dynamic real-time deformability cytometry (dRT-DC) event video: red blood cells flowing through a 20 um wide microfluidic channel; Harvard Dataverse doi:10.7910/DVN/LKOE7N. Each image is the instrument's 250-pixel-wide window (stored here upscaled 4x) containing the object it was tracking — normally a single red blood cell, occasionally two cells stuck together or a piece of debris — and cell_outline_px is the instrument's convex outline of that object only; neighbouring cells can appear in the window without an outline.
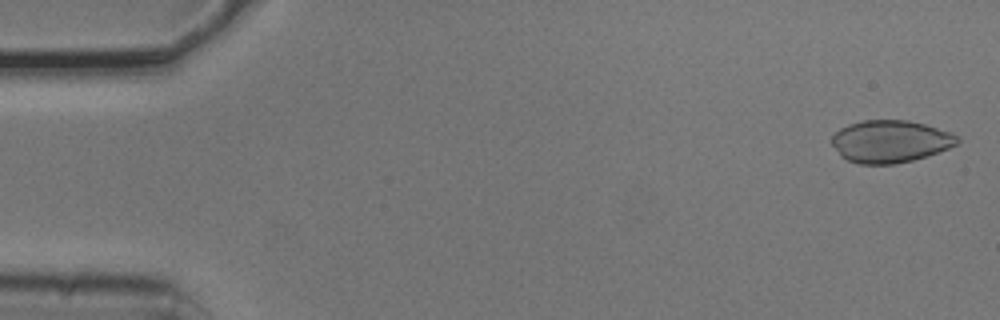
{"species": "common noctule bat (a hibernating species)", "species_latin": "Nyctalus noctula", "temperature_condition": "cold", "stored_images_in_passage": 4, "camera_frame_rate_fps": 3000, "um_per_image_px": 0.085, "animal": {"sex": "male", "body_mass_g": 20.5, "forearm_length_mm": 52.5}, "frame": {"image": 1, "passage_image": 1, "time_ms": 0.0, "image_size_px": [1000, 320], "cell_outline_px": [[960, 140], [956, 144], [948, 148], [912, 160], [896, 164], [860, 164], [848, 160], [840, 156], [832, 144], [832, 136], [840, 128], [848, 124], [864, 120], [908, 120], [924, 124], [952, 132]], "centroid_in_image_um": [75.65, 12.01], "position_along_channel_um": 9.4, "area_um2": 30.81}}